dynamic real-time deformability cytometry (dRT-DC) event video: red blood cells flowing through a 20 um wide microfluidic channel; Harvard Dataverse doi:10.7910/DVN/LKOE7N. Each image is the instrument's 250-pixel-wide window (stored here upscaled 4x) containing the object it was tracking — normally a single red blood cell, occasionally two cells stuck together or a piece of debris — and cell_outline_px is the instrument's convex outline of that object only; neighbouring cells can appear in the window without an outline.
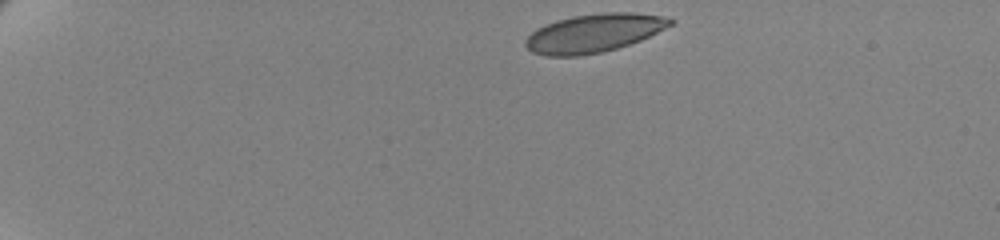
{"species": "human", "species_latin": "Homo sapiens", "temperature_condition": "cold", "stored_images_in_passage": 49, "camera_frame_rate_fps": 3000, "um_per_image_px": 0.085, "donor": {"sex": "female"}, "frame": {"image": 1, "passage_image": 1, "time_ms": 0.0, "image_size_px": [1000, 240], "cell_outline_px": [[676, 20], [672, 24], [640, 40], [616, 48], [600, 52], [576, 56], [544, 56], [532, 52], [524, 44], [524, 40], [536, 28], [556, 20], [572, 16], [604, 12], [632, 12], [668, 16]], "centroid_in_image_um": [50.47, 2.8], "position_along_channel_um": 34.5, "area_um2": 32.37}}
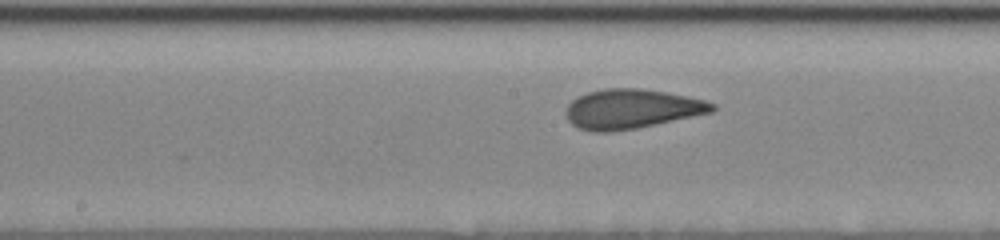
{"frame": {"image": 2, "passage_image": 23, "time_ms": 7.333, "image_size_px": [1000, 240], "cell_outline_px": [[716, 108], [712, 112], [636, 128], [608, 132], [592, 132], [580, 128], [572, 124], [568, 120], [568, 104], [572, 100], [588, 92], [604, 88], [640, 88], [668, 92], [704, 100], [716, 104]], "centroid_in_image_um": [53.7, 9.25], "position_along_channel_um": 194.5, "area_um2": 33.35}}
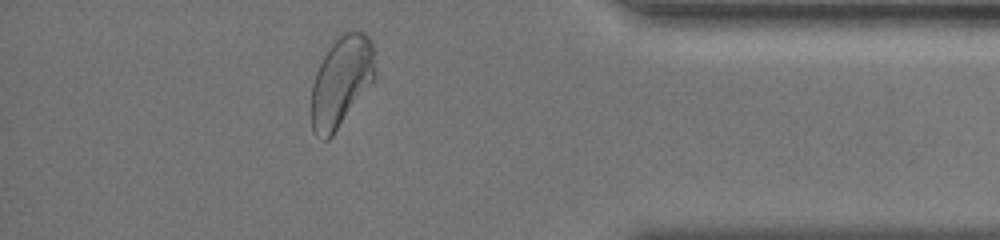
{"frame": {"image": 3, "passage_image": 43, "time_ms": 14.0, "image_size_px": [1000, 240], "cell_outline_px": [[376, 76], [332, 136], [328, 140], [324, 140], [316, 136], [312, 128], [312, 84], [316, 72], [324, 56], [336, 36], [340, 32], [364, 32], [372, 40], [376, 68]], "centroid_in_image_um": [29.02, 6.89], "position_along_channel_um": 406.2, "area_um2": 33.41}, "authors_computed_cell_mechanics": {"area_um2": 33.1772, "velocity_mm_per_s": 3.4642, "shape_relaxation_time_tau1_ms": 3.8737, "shape_relaxation_time_tau2_ms": 0.8516, "deformation_change_tau1": 0.1303, "deformation_change_tau2": 0.0568}}